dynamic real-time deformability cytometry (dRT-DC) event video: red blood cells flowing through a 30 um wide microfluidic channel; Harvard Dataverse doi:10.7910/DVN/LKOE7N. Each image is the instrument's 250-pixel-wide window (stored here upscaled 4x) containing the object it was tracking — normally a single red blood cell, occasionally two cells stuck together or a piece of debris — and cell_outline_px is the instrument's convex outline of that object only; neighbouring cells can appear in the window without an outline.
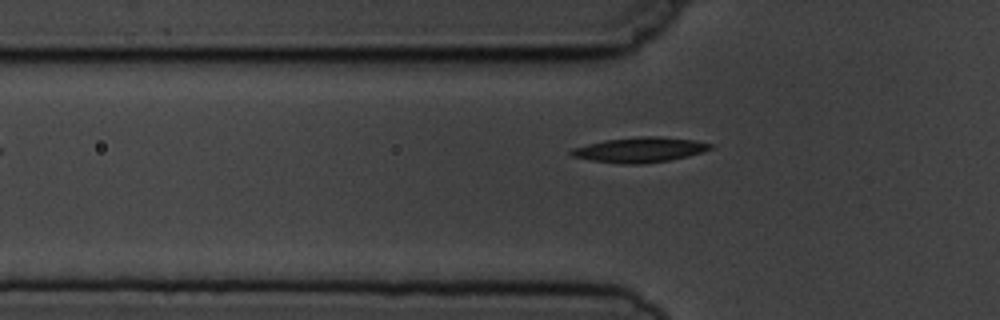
{"species": "common noctule bat (a hibernating species)", "species_latin": "Nyctalus noctula", "temperature_condition": "cold", "stored_images_in_passage": 5, "camera_frame_rate_fps": 3000, "um_per_image_px": 0.085, "animal": {"sex": "male", "body_mass_g": 19.5, "forearm_length_mm": 54.6}, "frame": {"image": 1, "passage_image": 5, "time_ms": 5.667, "image_size_px": [1000, 320], "cell_outline_px": [[712, 148], [688, 156], [668, 160], [640, 164], [624, 164], [592, 160], [572, 156], [568, 152], [572, 148], [604, 140], [640, 136], [656, 136], [696, 140], [712, 144]], "centroid_in_image_um": [54.37, 12.72], "position_along_channel_um": 71.4, "area_um2": 20.11}}